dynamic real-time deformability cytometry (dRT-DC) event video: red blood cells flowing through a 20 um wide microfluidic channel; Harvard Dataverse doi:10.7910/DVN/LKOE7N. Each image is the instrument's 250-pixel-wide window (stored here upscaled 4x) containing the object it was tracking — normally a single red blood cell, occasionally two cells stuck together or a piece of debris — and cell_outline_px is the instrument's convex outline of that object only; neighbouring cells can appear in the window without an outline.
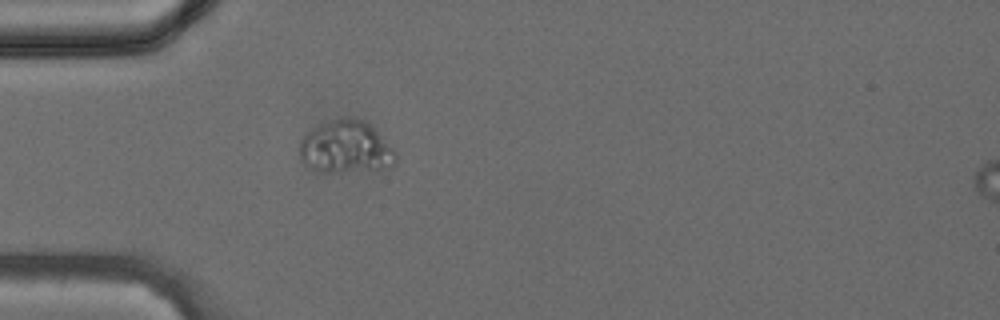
{"species": "common noctule bat (a hibernating species)", "species_latin": "Nyctalus noctula", "temperature_condition": "cold", "stored_images_in_passage": 29, "camera_frame_rate_fps": 3000, "um_per_image_px": 0.085, "animal": {"sex": "female", "body_mass_g": 24.6, "forearm_length_mm": 56.2}, "frame": {"image": 1, "passage_image": 1, "time_ms": 0.0, "image_size_px": [1000, 320], "cell_outline_px": [[396, 164], [380, 168], [340, 172], [320, 172], [304, 164], [300, 160], [300, 140], [312, 128], [336, 116], [356, 116], [364, 120], [396, 152]], "centroid_in_image_um": [29.35, 12.47], "position_along_channel_um": 55.7, "area_um2": 29.48}}
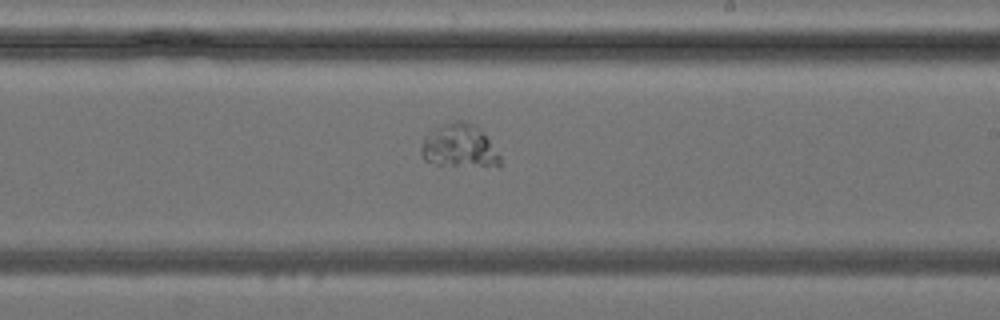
{"frame": {"image": 2, "passage_image": 13, "time_ms": 4.0, "image_size_px": [1000, 320], "cell_outline_px": [[500, 168], [436, 164], [424, 160], [420, 152], [424, 140], [436, 128], [444, 124], [456, 120], [464, 120], [476, 124], [500, 156]], "centroid_in_image_um": [39.09, 12.44], "position_along_channel_um": 249.9, "area_um2": 19.83}}
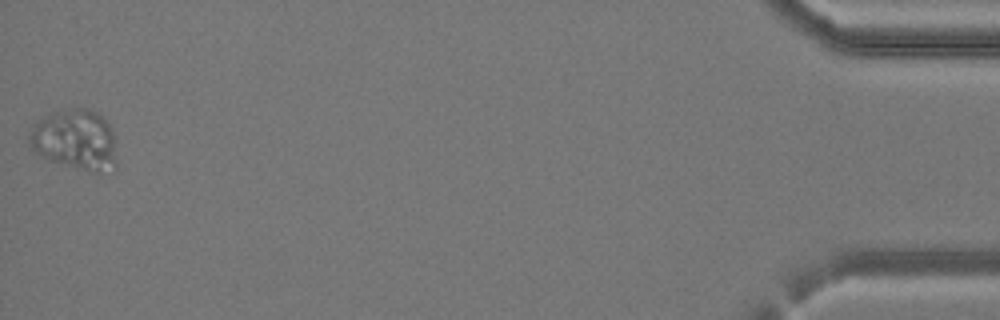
{"frame": {"image": 3, "passage_image": 29, "time_ms": 9.333, "image_size_px": [1000, 320], "cell_outline_px": [[116, 172], [96, 172], [52, 160], [40, 156], [32, 148], [28, 140], [28, 136], [32, 128], [40, 116], [52, 112], [72, 108], [88, 108], [96, 112], [112, 128], [116, 140]], "centroid_in_image_um": [6.43, 11.86], "position_along_channel_um": 428.8, "area_um2": 31.04}}